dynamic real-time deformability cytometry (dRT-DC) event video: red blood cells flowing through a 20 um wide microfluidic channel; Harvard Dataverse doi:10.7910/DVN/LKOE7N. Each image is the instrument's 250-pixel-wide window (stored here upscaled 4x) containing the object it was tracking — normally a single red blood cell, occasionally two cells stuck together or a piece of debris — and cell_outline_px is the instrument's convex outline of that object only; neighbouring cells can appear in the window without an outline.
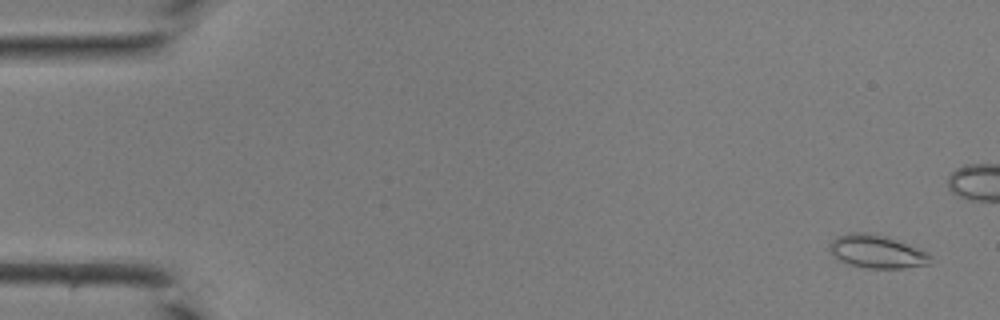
{"species": "common noctule bat (a hibernating species)", "species_latin": "Nyctalus noctula", "temperature_condition": "room temperature", "stored_images_in_passage": 44, "camera_frame_rate_fps": 3000, "um_per_image_px": 0.085, "animal": {"sex": "male", "body_mass_g": 19.0, "forearm_length_mm": 50.8}, "frame": {"image": 1, "passage_image": 2, "time_ms": 0.333, "image_size_px": [1000, 320], "cell_outline_px": [[932, 256], [928, 264], [904, 268], [868, 268], [852, 264], [840, 260], [832, 252], [828, 244], [836, 236], [848, 232], [868, 232], [888, 236], [928, 252]], "centroid_in_image_um": [74.55, 21.35], "position_along_channel_um": 10.5, "area_um2": 19.42}}
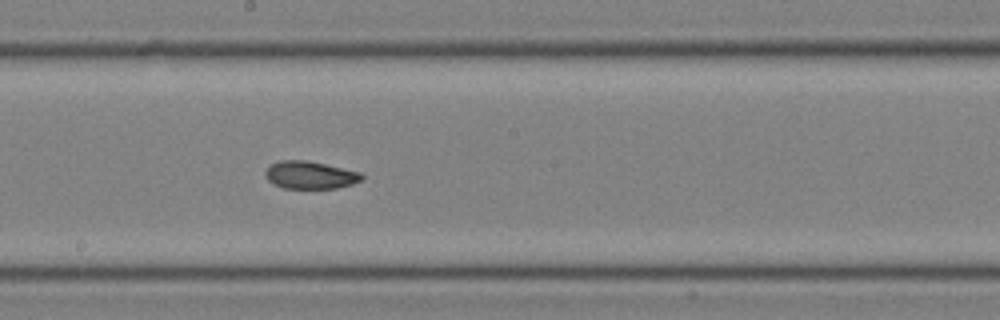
{"frame": {"image": 2, "passage_image": 24, "time_ms": 7.667, "image_size_px": [1000, 320], "cell_outline_px": [[364, 176], [360, 180], [352, 184], [336, 188], [284, 188], [268, 180], [264, 172], [272, 164], [280, 160], [308, 160], [360, 172]], "centroid_in_image_um": [26.36, 14.87], "position_along_channel_um": 221.8, "area_um2": 15.32}}
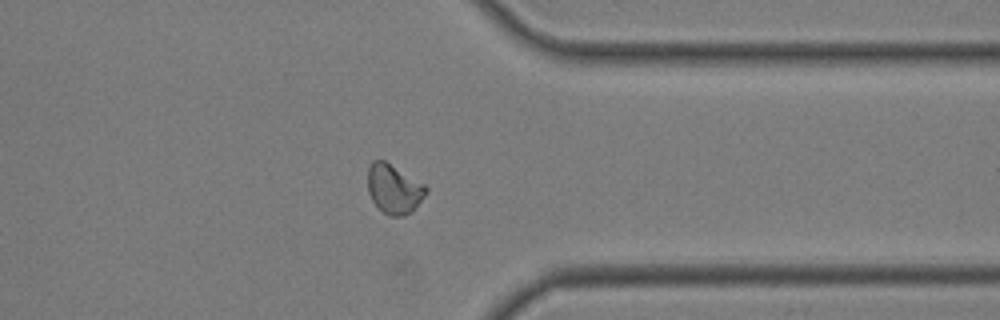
{"frame": {"image": 3, "passage_image": 34, "time_ms": 11.0, "image_size_px": [1000, 320], "cell_outline_px": [[428, 192], [404, 216], [388, 216], [372, 200], [368, 192], [368, 168], [372, 160], [384, 160], [424, 184], [428, 188]], "centroid_in_image_um": [33.46, 16.04], "position_along_channel_um": 377.9, "area_um2": 16.36}}